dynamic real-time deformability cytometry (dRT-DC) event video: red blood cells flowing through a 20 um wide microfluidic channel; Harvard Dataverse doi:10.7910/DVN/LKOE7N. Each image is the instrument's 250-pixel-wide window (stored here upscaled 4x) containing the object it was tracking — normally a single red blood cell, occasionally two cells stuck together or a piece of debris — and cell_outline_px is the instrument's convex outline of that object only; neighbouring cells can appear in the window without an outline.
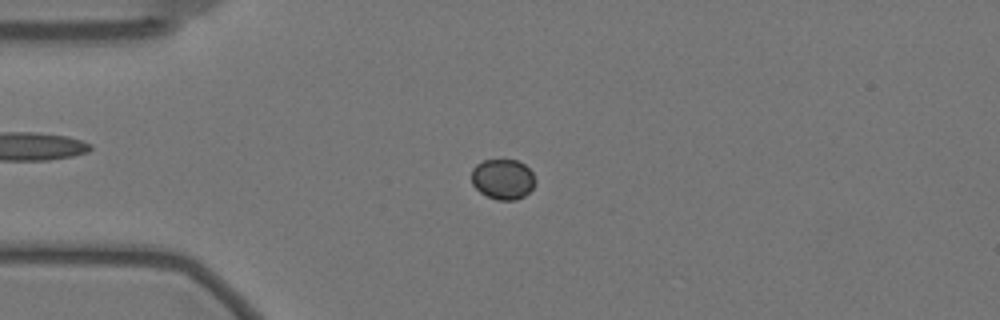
{"species": "Egyptian fruit bat (a non-hibernating species)", "species_latin": "Rousettus aegyptiacus", "temperature_condition": "warm", "stored_images_in_passage": 49, "camera_frame_rate_fps": 3000, "um_per_image_px": 0.085, "animal": {"sex": "female"}, "frame": {"image": 1, "passage_image": 14, "time_ms": 4.333, "image_size_px": [1000, 320], "cell_outline_px": [[536, 184], [524, 196], [516, 200], [496, 200], [480, 192], [472, 184], [472, 168], [476, 164], [484, 160], [516, 160], [524, 164], [532, 172], [536, 180]], "centroid_in_image_um": [42.75, 15.23], "position_along_channel_um": 42.3, "area_um2": 15.03}}
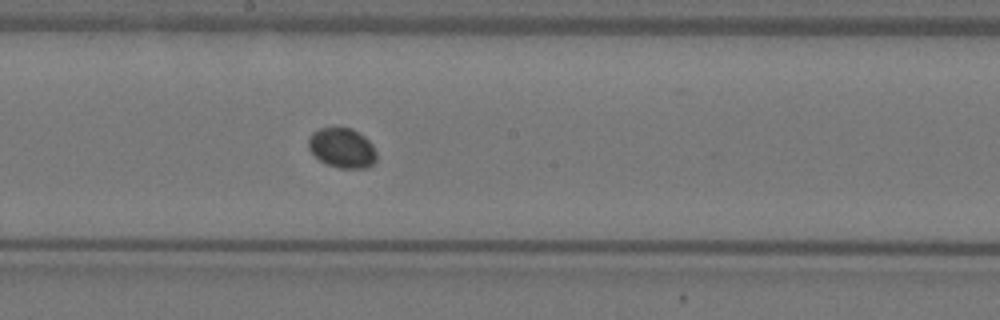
{"frame": {"image": 2, "passage_image": 31, "time_ms": 10.0, "image_size_px": [1000, 320], "cell_outline_px": [[376, 160], [372, 164], [364, 168], [340, 168], [328, 164], [320, 160], [308, 148], [308, 140], [312, 132], [320, 128], [352, 128], [364, 136], [372, 144], [376, 152]], "centroid_in_image_um": [29.08, 12.57], "position_along_channel_um": 219.1, "area_um2": 15.66}}
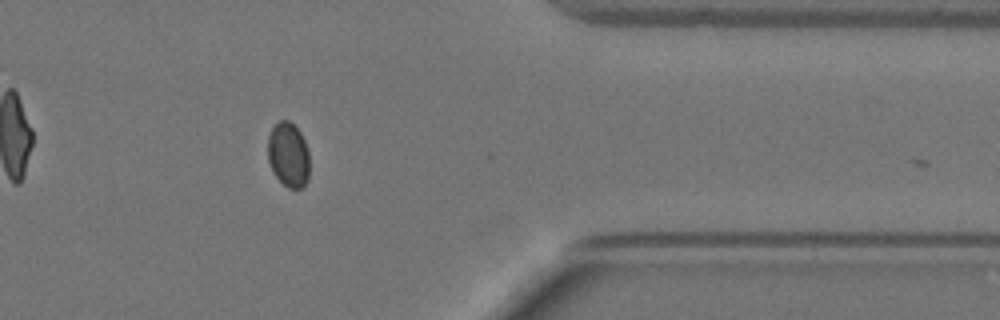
{"frame": {"image": 3, "passage_image": 47, "time_ms": 15.333, "image_size_px": [1000, 320], "cell_outline_px": [[308, 180], [300, 188], [288, 188], [272, 172], [268, 160], [268, 136], [272, 128], [280, 120], [288, 120], [300, 132], [304, 140], [308, 152]], "centroid_in_image_um": [24.49, 13.15], "position_along_channel_um": 386.9, "area_um2": 15.55}}